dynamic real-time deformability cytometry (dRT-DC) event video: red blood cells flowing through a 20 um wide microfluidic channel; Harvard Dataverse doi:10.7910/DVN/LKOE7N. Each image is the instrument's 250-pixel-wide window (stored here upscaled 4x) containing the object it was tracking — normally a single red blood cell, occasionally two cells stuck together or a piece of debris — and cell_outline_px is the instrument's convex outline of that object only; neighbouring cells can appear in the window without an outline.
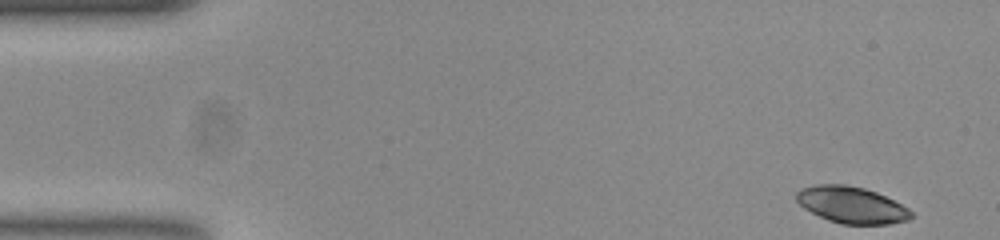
{"species": "common noctule bat (a hibernating species)", "species_latin": "Nyctalus noctula", "temperature_condition": "room temperature", "stored_images_in_passage": 37, "camera_frame_rate_fps": 3000, "um_per_image_px": 0.085, "animal": {"sex": "female", "body_mass_g": 23.0, "forearm_length_mm": 53.4}, "frame": {"image": 1, "passage_image": 1, "time_ms": 0.0, "image_size_px": [1000, 240], "cell_outline_px": [[912, 216], [908, 220], [888, 224], [840, 224], [828, 220], [804, 208], [796, 200], [796, 192], [800, 188], [816, 184], [844, 184], [864, 188], [876, 192], [908, 208], [912, 212]], "centroid_in_image_um": [72.35, 17.41], "position_along_channel_um": 12.6, "area_um2": 24.33}}
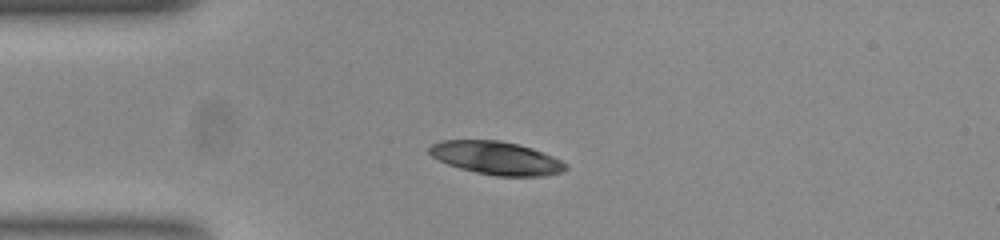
{"frame": {"image": 2, "passage_image": 11, "time_ms": 3.333, "image_size_px": [1000, 240], "cell_outline_px": [[568, 168], [564, 172], [544, 176], [496, 176], [476, 172], [460, 168], [448, 164], [432, 156], [428, 152], [428, 148], [432, 144], [440, 140], [500, 140], [520, 144], [532, 148], [552, 156], [568, 164]], "centroid_in_image_um": [42.21, 13.43], "position_along_channel_um": 42.8, "area_um2": 26.47}}
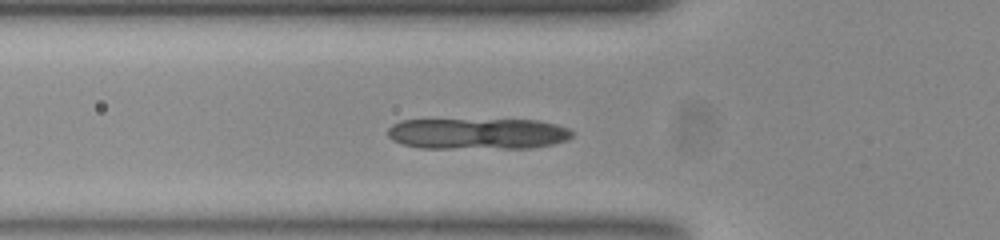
{"frame": {"image": 3, "passage_image": 16, "time_ms": 5.0, "image_size_px": [1000, 240], "cell_outline_px": [[572, 136], [568, 140], [552, 144], [532, 148], [420, 148], [404, 144], [392, 140], [388, 136], [388, 128], [392, 124], [400, 120], [536, 120], [556, 124], [568, 128], [572, 132]], "centroid_in_image_um": [40.6, 11.37], "position_along_channel_um": 85.2, "area_um2": 33.52}}